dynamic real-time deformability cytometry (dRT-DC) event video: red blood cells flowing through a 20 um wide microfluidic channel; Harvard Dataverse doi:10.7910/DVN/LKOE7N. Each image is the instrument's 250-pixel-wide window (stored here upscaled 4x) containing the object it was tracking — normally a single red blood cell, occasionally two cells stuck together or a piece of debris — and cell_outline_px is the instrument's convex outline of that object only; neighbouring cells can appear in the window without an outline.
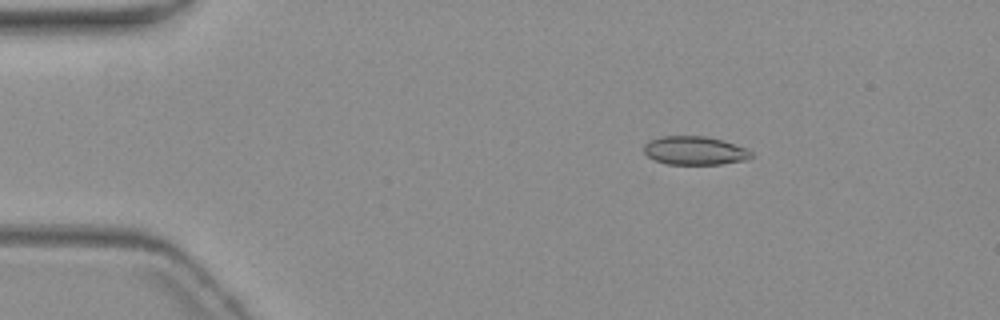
{"species": "common noctule bat (a hibernating species)", "species_latin": "Nyctalus noctula", "temperature_condition": "warm", "stored_images_in_passage": 4, "camera_frame_rate_fps": 3000, "um_per_image_px": 0.085, "animal": {"sex": "female", "body_mass_g": 19.3, "forearm_length_mm": 54.1}, "frame": {"image": 1, "passage_image": 2, "time_ms": 1.0, "image_size_px": [1000, 320], "cell_outline_px": [[752, 156], [748, 160], [720, 164], [668, 164], [656, 160], [648, 156], [644, 152], [644, 144], [648, 140], [660, 136], [704, 136], [724, 140], [744, 148], [752, 152]], "centroid_in_image_um": [59.04, 12.79], "position_along_channel_um": 26.0, "area_um2": 17.86}}